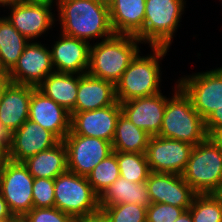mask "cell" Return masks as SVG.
I'll return each instance as SVG.
<instances>
[{
	"instance_id": "5b68a950",
	"label": "cell",
	"mask_w": 222,
	"mask_h": 222,
	"mask_svg": "<svg viewBox=\"0 0 222 222\" xmlns=\"http://www.w3.org/2000/svg\"><path fill=\"white\" fill-rule=\"evenodd\" d=\"M196 194H214L222 184V149L210 136L193 146L181 174Z\"/></svg>"
},
{
	"instance_id": "8992f818",
	"label": "cell",
	"mask_w": 222,
	"mask_h": 222,
	"mask_svg": "<svg viewBox=\"0 0 222 222\" xmlns=\"http://www.w3.org/2000/svg\"><path fill=\"white\" fill-rule=\"evenodd\" d=\"M187 0H146L143 29L136 37L148 46L171 47Z\"/></svg>"
},
{
	"instance_id": "f907efd6",
	"label": "cell",
	"mask_w": 222,
	"mask_h": 222,
	"mask_svg": "<svg viewBox=\"0 0 222 222\" xmlns=\"http://www.w3.org/2000/svg\"><path fill=\"white\" fill-rule=\"evenodd\" d=\"M0 7H1V8H4V9L6 8V7L2 4L1 0H0ZM1 8H0V9H1Z\"/></svg>"
},
{
	"instance_id": "44dd1931",
	"label": "cell",
	"mask_w": 222,
	"mask_h": 222,
	"mask_svg": "<svg viewBox=\"0 0 222 222\" xmlns=\"http://www.w3.org/2000/svg\"><path fill=\"white\" fill-rule=\"evenodd\" d=\"M117 101L115 84L111 81L94 77L88 73L79 75V87L75 112L92 111L113 105Z\"/></svg>"
},
{
	"instance_id": "f6af8a7d",
	"label": "cell",
	"mask_w": 222,
	"mask_h": 222,
	"mask_svg": "<svg viewBox=\"0 0 222 222\" xmlns=\"http://www.w3.org/2000/svg\"><path fill=\"white\" fill-rule=\"evenodd\" d=\"M214 195L220 200V202L222 204V184L218 188V190L214 193Z\"/></svg>"
},
{
	"instance_id": "f35d334b",
	"label": "cell",
	"mask_w": 222,
	"mask_h": 222,
	"mask_svg": "<svg viewBox=\"0 0 222 222\" xmlns=\"http://www.w3.org/2000/svg\"><path fill=\"white\" fill-rule=\"evenodd\" d=\"M22 3L30 5H47L57 9L59 0H22Z\"/></svg>"
},
{
	"instance_id": "484cf974",
	"label": "cell",
	"mask_w": 222,
	"mask_h": 222,
	"mask_svg": "<svg viewBox=\"0 0 222 222\" xmlns=\"http://www.w3.org/2000/svg\"><path fill=\"white\" fill-rule=\"evenodd\" d=\"M150 137L121 113L112 140L113 151L146 153Z\"/></svg>"
},
{
	"instance_id": "d6a6232c",
	"label": "cell",
	"mask_w": 222,
	"mask_h": 222,
	"mask_svg": "<svg viewBox=\"0 0 222 222\" xmlns=\"http://www.w3.org/2000/svg\"><path fill=\"white\" fill-rule=\"evenodd\" d=\"M21 220L23 222H75L76 219L56 207L35 208L27 212Z\"/></svg>"
},
{
	"instance_id": "6da1fadb",
	"label": "cell",
	"mask_w": 222,
	"mask_h": 222,
	"mask_svg": "<svg viewBox=\"0 0 222 222\" xmlns=\"http://www.w3.org/2000/svg\"><path fill=\"white\" fill-rule=\"evenodd\" d=\"M56 21L60 32L91 44L114 35L109 6L100 0H59Z\"/></svg>"
},
{
	"instance_id": "836d02e7",
	"label": "cell",
	"mask_w": 222,
	"mask_h": 222,
	"mask_svg": "<svg viewBox=\"0 0 222 222\" xmlns=\"http://www.w3.org/2000/svg\"><path fill=\"white\" fill-rule=\"evenodd\" d=\"M184 211L166 203H151L147 208L146 222H174Z\"/></svg>"
},
{
	"instance_id": "681fc988",
	"label": "cell",
	"mask_w": 222,
	"mask_h": 222,
	"mask_svg": "<svg viewBox=\"0 0 222 222\" xmlns=\"http://www.w3.org/2000/svg\"><path fill=\"white\" fill-rule=\"evenodd\" d=\"M20 218L15 217L14 219L11 220H5V221H0V222H17Z\"/></svg>"
},
{
	"instance_id": "7402d4cb",
	"label": "cell",
	"mask_w": 222,
	"mask_h": 222,
	"mask_svg": "<svg viewBox=\"0 0 222 222\" xmlns=\"http://www.w3.org/2000/svg\"><path fill=\"white\" fill-rule=\"evenodd\" d=\"M146 0H114L109 5L114 34L136 36L144 25Z\"/></svg>"
},
{
	"instance_id": "bcb514c9",
	"label": "cell",
	"mask_w": 222,
	"mask_h": 222,
	"mask_svg": "<svg viewBox=\"0 0 222 222\" xmlns=\"http://www.w3.org/2000/svg\"><path fill=\"white\" fill-rule=\"evenodd\" d=\"M7 159L6 153L0 148V161H6Z\"/></svg>"
},
{
	"instance_id": "8fae6325",
	"label": "cell",
	"mask_w": 222,
	"mask_h": 222,
	"mask_svg": "<svg viewBox=\"0 0 222 222\" xmlns=\"http://www.w3.org/2000/svg\"><path fill=\"white\" fill-rule=\"evenodd\" d=\"M53 72L55 69L49 44L29 41L17 63L9 71V82L37 87Z\"/></svg>"
},
{
	"instance_id": "7dc6e473",
	"label": "cell",
	"mask_w": 222,
	"mask_h": 222,
	"mask_svg": "<svg viewBox=\"0 0 222 222\" xmlns=\"http://www.w3.org/2000/svg\"><path fill=\"white\" fill-rule=\"evenodd\" d=\"M6 161H0V182H1V175H2V171H3V167L5 165Z\"/></svg>"
},
{
	"instance_id": "5bb4252c",
	"label": "cell",
	"mask_w": 222,
	"mask_h": 222,
	"mask_svg": "<svg viewBox=\"0 0 222 222\" xmlns=\"http://www.w3.org/2000/svg\"><path fill=\"white\" fill-rule=\"evenodd\" d=\"M120 114L119 101L105 108L75 112L71 115L70 131L73 134L112 142Z\"/></svg>"
},
{
	"instance_id": "c3c4849f",
	"label": "cell",
	"mask_w": 222,
	"mask_h": 222,
	"mask_svg": "<svg viewBox=\"0 0 222 222\" xmlns=\"http://www.w3.org/2000/svg\"><path fill=\"white\" fill-rule=\"evenodd\" d=\"M103 4L109 6L114 0H100Z\"/></svg>"
},
{
	"instance_id": "ac0fdd59",
	"label": "cell",
	"mask_w": 222,
	"mask_h": 222,
	"mask_svg": "<svg viewBox=\"0 0 222 222\" xmlns=\"http://www.w3.org/2000/svg\"><path fill=\"white\" fill-rule=\"evenodd\" d=\"M29 119L63 141L70 132V112L33 86Z\"/></svg>"
},
{
	"instance_id": "d4e9b609",
	"label": "cell",
	"mask_w": 222,
	"mask_h": 222,
	"mask_svg": "<svg viewBox=\"0 0 222 222\" xmlns=\"http://www.w3.org/2000/svg\"><path fill=\"white\" fill-rule=\"evenodd\" d=\"M79 87V74L53 72L37 88L71 112L75 108Z\"/></svg>"
},
{
	"instance_id": "ee69618b",
	"label": "cell",
	"mask_w": 222,
	"mask_h": 222,
	"mask_svg": "<svg viewBox=\"0 0 222 222\" xmlns=\"http://www.w3.org/2000/svg\"><path fill=\"white\" fill-rule=\"evenodd\" d=\"M5 7L22 3V0H1Z\"/></svg>"
},
{
	"instance_id": "2e32d148",
	"label": "cell",
	"mask_w": 222,
	"mask_h": 222,
	"mask_svg": "<svg viewBox=\"0 0 222 222\" xmlns=\"http://www.w3.org/2000/svg\"><path fill=\"white\" fill-rule=\"evenodd\" d=\"M146 183L151 203H166L187 210L196 195L182 175L150 172Z\"/></svg>"
},
{
	"instance_id": "277c9868",
	"label": "cell",
	"mask_w": 222,
	"mask_h": 222,
	"mask_svg": "<svg viewBox=\"0 0 222 222\" xmlns=\"http://www.w3.org/2000/svg\"><path fill=\"white\" fill-rule=\"evenodd\" d=\"M171 87L172 96H168L158 136L195 146L208 137L205 120L194 109L189 96L177 81Z\"/></svg>"
},
{
	"instance_id": "52a82bcc",
	"label": "cell",
	"mask_w": 222,
	"mask_h": 222,
	"mask_svg": "<svg viewBox=\"0 0 222 222\" xmlns=\"http://www.w3.org/2000/svg\"><path fill=\"white\" fill-rule=\"evenodd\" d=\"M55 207L75 219L100 209L99 196L86 176L69 170L54 179Z\"/></svg>"
},
{
	"instance_id": "4dcf8cb0",
	"label": "cell",
	"mask_w": 222,
	"mask_h": 222,
	"mask_svg": "<svg viewBox=\"0 0 222 222\" xmlns=\"http://www.w3.org/2000/svg\"><path fill=\"white\" fill-rule=\"evenodd\" d=\"M102 210L110 222H146L147 208L137 204L105 206Z\"/></svg>"
},
{
	"instance_id": "9c48e42d",
	"label": "cell",
	"mask_w": 222,
	"mask_h": 222,
	"mask_svg": "<svg viewBox=\"0 0 222 222\" xmlns=\"http://www.w3.org/2000/svg\"><path fill=\"white\" fill-rule=\"evenodd\" d=\"M34 177L23 162L7 159L3 167L0 192L14 217L22 218L33 207Z\"/></svg>"
},
{
	"instance_id": "ffe728a7",
	"label": "cell",
	"mask_w": 222,
	"mask_h": 222,
	"mask_svg": "<svg viewBox=\"0 0 222 222\" xmlns=\"http://www.w3.org/2000/svg\"><path fill=\"white\" fill-rule=\"evenodd\" d=\"M33 86L8 82L0 96V121L12 134L29 119Z\"/></svg>"
},
{
	"instance_id": "30bf717a",
	"label": "cell",
	"mask_w": 222,
	"mask_h": 222,
	"mask_svg": "<svg viewBox=\"0 0 222 222\" xmlns=\"http://www.w3.org/2000/svg\"><path fill=\"white\" fill-rule=\"evenodd\" d=\"M67 151L68 170L87 176L95 166L113 153L112 142L101 138L73 134L63 140Z\"/></svg>"
},
{
	"instance_id": "7bdbcfd3",
	"label": "cell",
	"mask_w": 222,
	"mask_h": 222,
	"mask_svg": "<svg viewBox=\"0 0 222 222\" xmlns=\"http://www.w3.org/2000/svg\"><path fill=\"white\" fill-rule=\"evenodd\" d=\"M0 76H9V70L3 64L1 56H0Z\"/></svg>"
},
{
	"instance_id": "1f68e13d",
	"label": "cell",
	"mask_w": 222,
	"mask_h": 222,
	"mask_svg": "<svg viewBox=\"0 0 222 222\" xmlns=\"http://www.w3.org/2000/svg\"><path fill=\"white\" fill-rule=\"evenodd\" d=\"M32 195L35 208L55 207L54 179L34 178Z\"/></svg>"
},
{
	"instance_id": "8d00e7d4",
	"label": "cell",
	"mask_w": 222,
	"mask_h": 222,
	"mask_svg": "<svg viewBox=\"0 0 222 222\" xmlns=\"http://www.w3.org/2000/svg\"><path fill=\"white\" fill-rule=\"evenodd\" d=\"M11 145V134L0 121V148L7 153Z\"/></svg>"
},
{
	"instance_id": "9a60e30c",
	"label": "cell",
	"mask_w": 222,
	"mask_h": 222,
	"mask_svg": "<svg viewBox=\"0 0 222 222\" xmlns=\"http://www.w3.org/2000/svg\"><path fill=\"white\" fill-rule=\"evenodd\" d=\"M59 141L53 133L27 119L11 134V145L6 155L9 160L23 162L55 146Z\"/></svg>"
},
{
	"instance_id": "e0dca14e",
	"label": "cell",
	"mask_w": 222,
	"mask_h": 222,
	"mask_svg": "<svg viewBox=\"0 0 222 222\" xmlns=\"http://www.w3.org/2000/svg\"><path fill=\"white\" fill-rule=\"evenodd\" d=\"M49 46L55 72L85 74L89 67L90 46L85 40L77 39L59 32Z\"/></svg>"
},
{
	"instance_id": "603a6c76",
	"label": "cell",
	"mask_w": 222,
	"mask_h": 222,
	"mask_svg": "<svg viewBox=\"0 0 222 222\" xmlns=\"http://www.w3.org/2000/svg\"><path fill=\"white\" fill-rule=\"evenodd\" d=\"M23 164L34 178L55 179L68 170L64 142L59 141L55 146L29 157Z\"/></svg>"
},
{
	"instance_id": "ba28073f",
	"label": "cell",
	"mask_w": 222,
	"mask_h": 222,
	"mask_svg": "<svg viewBox=\"0 0 222 222\" xmlns=\"http://www.w3.org/2000/svg\"><path fill=\"white\" fill-rule=\"evenodd\" d=\"M177 82L204 120L216 109H222V66L183 75Z\"/></svg>"
},
{
	"instance_id": "7c38bea8",
	"label": "cell",
	"mask_w": 222,
	"mask_h": 222,
	"mask_svg": "<svg viewBox=\"0 0 222 222\" xmlns=\"http://www.w3.org/2000/svg\"><path fill=\"white\" fill-rule=\"evenodd\" d=\"M193 145L175 139L151 136L146 157L151 172L181 175L186 168Z\"/></svg>"
},
{
	"instance_id": "60d3db41",
	"label": "cell",
	"mask_w": 222,
	"mask_h": 222,
	"mask_svg": "<svg viewBox=\"0 0 222 222\" xmlns=\"http://www.w3.org/2000/svg\"><path fill=\"white\" fill-rule=\"evenodd\" d=\"M212 138L219 144L220 148L222 149V129L218 130Z\"/></svg>"
},
{
	"instance_id": "e575fe53",
	"label": "cell",
	"mask_w": 222,
	"mask_h": 222,
	"mask_svg": "<svg viewBox=\"0 0 222 222\" xmlns=\"http://www.w3.org/2000/svg\"><path fill=\"white\" fill-rule=\"evenodd\" d=\"M205 128L210 137L222 129V109H216L205 119Z\"/></svg>"
},
{
	"instance_id": "d590c367",
	"label": "cell",
	"mask_w": 222,
	"mask_h": 222,
	"mask_svg": "<svg viewBox=\"0 0 222 222\" xmlns=\"http://www.w3.org/2000/svg\"><path fill=\"white\" fill-rule=\"evenodd\" d=\"M75 222H110V220L106 213L102 209H99L96 212L77 218Z\"/></svg>"
},
{
	"instance_id": "f546056e",
	"label": "cell",
	"mask_w": 222,
	"mask_h": 222,
	"mask_svg": "<svg viewBox=\"0 0 222 222\" xmlns=\"http://www.w3.org/2000/svg\"><path fill=\"white\" fill-rule=\"evenodd\" d=\"M188 209L193 222H222V204L214 194H196Z\"/></svg>"
},
{
	"instance_id": "d6986e66",
	"label": "cell",
	"mask_w": 222,
	"mask_h": 222,
	"mask_svg": "<svg viewBox=\"0 0 222 222\" xmlns=\"http://www.w3.org/2000/svg\"><path fill=\"white\" fill-rule=\"evenodd\" d=\"M167 99V95L161 92L153 96L121 102V113L150 136H158Z\"/></svg>"
},
{
	"instance_id": "cb8c5ba5",
	"label": "cell",
	"mask_w": 222,
	"mask_h": 222,
	"mask_svg": "<svg viewBox=\"0 0 222 222\" xmlns=\"http://www.w3.org/2000/svg\"><path fill=\"white\" fill-rule=\"evenodd\" d=\"M137 204L148 208L151 204L146 182L133 183L119 177L99 197L100 209L118 204Z\"/></svg>"
},
{
	"instance_id": "ab89813d",
	"label": "cell",
	"mask_w": 222,
	"mask_h": 222,
	"mask_svg": "<svg viewBox=\"0 0 222 222\" xmlns=\"http://www.w3.org/2000/svg\"><path fill=\"white\" fill-rule=\"evenodd\" d=\"M174 222H193L189 209L184 210Z\"/></svg>"
},
{
	"instance_id": "3957f363",
	"label": "cell",
	"mask_w": 222,
	"mask_h": 222,
	"mask_svg": "<svg viewBox=\"0 0 222 222\" xmlns=\"http://www.w3.org/2000/svg\"><path fill=\"white\" fill-rule=\"evenodd\" d=\"M141 44L136 36L122 34L91 43L87 73L116 84L141 51Z\"/></svg>"
},
{
	"instance_id": "f1b7e54d",
	"label": "cell",
	"mask_w": 222,
	"mask_h": 222,
	"mask_svg": "<svg viewBox=\"0 0 222 222\" xmlns=\"http://www.w3.org/2000/svg\"><path fill=\"white\" fill-rule=\"evenodd\" d=\"M86 177L94 192L100 197L120 177L116 151L103 159Z\"/></svg>"
},
{
	"instance_id": "4316f807",
	"label": "cell",
	"mask_w": 222,
	"mask_h": 222,
	"mask_svg": "<svg viewBox=\"0 0 222 222\" xmlns=\"http://www.w3.org/2000/svg\"><path fill=\"white\" fill-rule=\"evenodd\" d=\"M0 56L3 64L10 71L18 61L29 40L0 15Z\"/></svg>"
},
{
	"instance_id": "4fadbf2b",
	"label": "cell",
	"mask_w": 222,
	"mask_h": 222,
	"mask_svg": "<svg viewBox=\"0 0 222 222\" xmlns=\"http://www.w3.org/2000/svg\"><path fill=\"white\" fill-rule=\"evenodd\" d=\"M5 9H8V16H4L29 41H37L39 37L48 34L49 30L55 28L54 24L57 22L56 10L47 5L19 3Z\"/></svg>"
},
{
	"instance_id": "74e56055",
	"label": "cell",
	"mask_w": 222,
	"mask_h": 222,
	"mask_svg": "<svg viewBox=\"0 0 222 222\" xmlns=\"http://www.w3.org/2000/svg\"><path fill=\"white\" fill-rule=\"evenodd\" d=\"M14 218L15 217L9 211L7 203L4 200V198L2 197V194L0 192V221L11 220V219H14Z\"/></svg>"
},
{
	"instance_id": "83f0119b",
	"label": "cell",
	"mask_w": 222,
	"mask_h": 222,
	"mask_svg": "<svg viewBox=\"0 0 222 222\" xmlns=\"http://www.w3.org/2000/svg\"><path fill=\"white\" fill-rule=\"evenodd\" d=\"M120 176L133 183L146 182L149 169L146 153L116 151Z\"/></svg>"
},
{
	"instance_id": "7a4b0ae2",
	"label": "cell",
	"mask_w": 222,
	"mask_h": 222,
	"mask_svg": "<svg viewBox=\"0 0 222 222\" xmlns=\"http://www.w3.org/2000/svg\"><path fill=\"white\" fill-rule=\"evenodd\" d=\"M148 47L151 48V52L143 55L140 51L115 84L116 98L120 103L162 92L161 61L166 55H169L167 52L170 48L164 46Z\"/></svg>"
},
{
	"instance_id": "b9f144b4",
	"label": "cell",
	"mask_w": 222,
	"mask_h": 222,
	"mask_svg": "<svg viewBox=\"0 0 222 222\" xmlns=\"http://www.w3.org/2000/svg\"><path fill=\"white\" fill-rule=\"evenodd\" d=\"M9 82V76H0V96L2 93V90Z\"/></svg>"
}]
</instances>
